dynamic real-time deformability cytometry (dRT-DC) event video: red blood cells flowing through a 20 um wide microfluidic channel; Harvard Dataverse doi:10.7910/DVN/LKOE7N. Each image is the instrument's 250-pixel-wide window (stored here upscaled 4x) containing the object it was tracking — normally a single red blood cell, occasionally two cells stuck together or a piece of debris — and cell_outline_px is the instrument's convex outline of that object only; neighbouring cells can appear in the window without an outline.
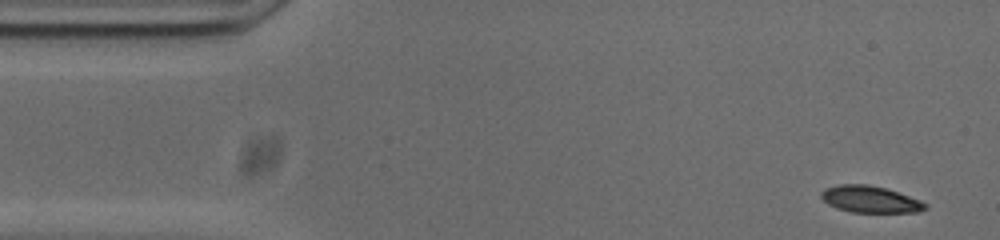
{"species": "common noctule bat (a hibernating species)", "species_latin": "Nyctalus noctula", "temperature_condition": "cold", "stored_images_in_passage": 52, "camera_frame_rate_fps": 3000, "um_per_image_px": 0.085, "animal": {"sex": "male", "body_mass_g": 20.0, "forearm_length_mm": 53.3}, "frame": {"image": 1, "passage_image": 1, "time_ms": 0.0, "image_size_px": [1000, 240], "cell_outline_px": [[928, 208], [916, 212], [852, 212], [836, 208], [828, 204], [820, 196], [820, 192], [824, 188], [840, 184], [868, 184], [884, 188], [920, 200], [928, 204]], "centroid_in_image_um": [73.93, 16.94], "position_along_channel_um": 11.1, "area_um2": 16.13}}
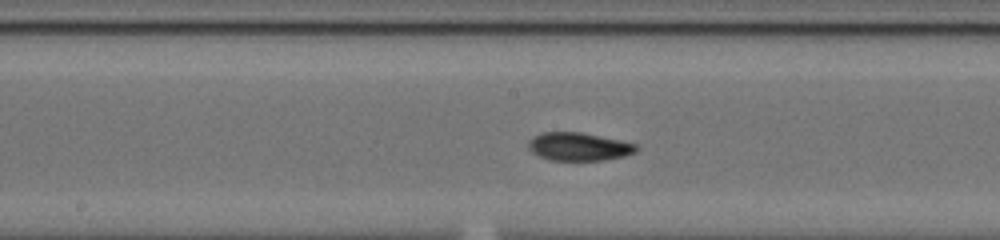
{"frame": {"image": 2, "passage_image": 24, "time_ms": 7.667, "image_size_px": [1000, 240], "cell_outline_px": [[640, 148], [636, 152], [624, 156], [604, 160], [548, 160], [532, 152], [528, 148], [528, 140], [532, 136], [540, 132], [580, 132], [640, 144]], "centroid_in_image_um": [49.21, 12.46], "position_along_channel_um": 199.0, "area_um2": 17.92}}
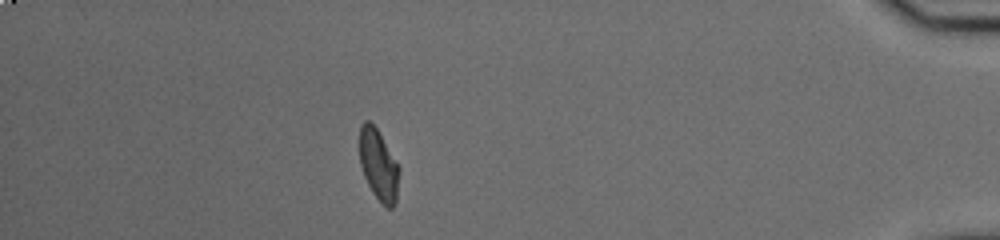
{"frame": {"image": 3, "passage_image": 45, "time_ms": 14.667, "image_size_px": [1000, 240], "cell_outline_px": [[400, 172], [396, 204], [392, 208], [388, 208], [372, 192], [364, 176], [360, 164], [360, 124], [364, 120], [368, 120], [376, 128], [400, 168]], "centroid_in_image_um": [32.18, 14.04], "position_along_channel_um": 403.0, "area_um2": 16.24}, "authors_computed_cell_mechanics": {"area_um2": 17.1666, "velocity_mm_per_s": 3.7468, "shape_relaxation_time_tau1_ms": 6.4205, "shape_relaxation_time_tau2_ms": 1.4441, "deformation_change_tau1": 0.2028, "deformation_change_tau2": 0.0479}}